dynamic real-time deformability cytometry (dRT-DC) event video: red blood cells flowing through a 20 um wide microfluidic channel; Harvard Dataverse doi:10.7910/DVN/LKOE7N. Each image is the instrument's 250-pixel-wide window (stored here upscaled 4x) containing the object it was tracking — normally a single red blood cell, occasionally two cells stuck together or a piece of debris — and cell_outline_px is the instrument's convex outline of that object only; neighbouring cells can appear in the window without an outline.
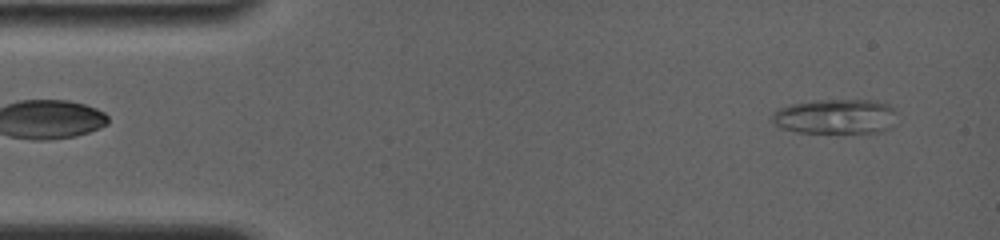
{"species": "common noctule bat (a hibernating species)", "species_latin": "Nyctalus noctula", "temperature_condition": "room temperature", "stored_images_in_passage": 22, "camera_frame_rate_fps": 4000, "um_per_image_px": 0.085, "animal": {"sex": "female", "body_mass_g": 19.0, "forearm_length_mm": 56.7}, "frame": {"image": 1, "passage_image": 2, "time_ms": 0.5, "image_size_px": [1000, 240], "cell_outline_px": [[896, 124], [892, 128], [880, 132], [796, 132], [780, 128], [772, 120], [772, 112], [776, 108], [788, 104], [816, 100], [876, 100], [888, 104], [896, 112]], "centroid_in_image_um": [71.03, 9.89], "position_along_channel_um": 14.0, "area_um2": 25.78}}
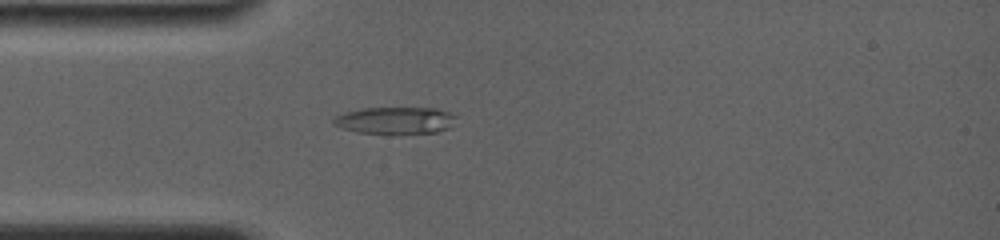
{"frame": {"image": 2, "passage_image": 9, "time_ms": 3.75, "image_size_px": [1000, 240], "cell_outline_px": [[460, 116], [452, 128], [436, 132], [356, 132], [332, 124], [332, 120], [336, 116], [344, 112], [364, 108], [436, 108]], "centroid_in_image_um": [33.68, 10.21], "position_along_channel_um": 51.3, "area_um2": 19.07}}
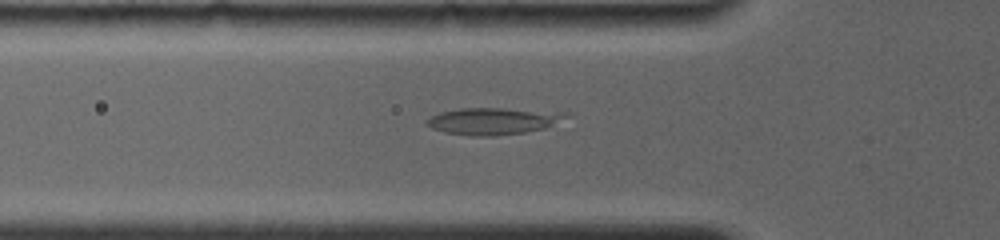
{"frame": {"image": 3, "passage_image": 11, "time_ms": 4.75, "image_size_px": [1000, 240], "cell_outline_px": [[572, 116], [544, 128], [524, 132], [496, 136], [472, 136], [444, 132], [432, 128], [424, 124], [424, 120], [440, 112], [460, 108], [500, 108], [572, 112]], "centroid_in_image_um": [41.95, 10.28], "position_along_channel_um": 83.9, "area_um2": 22.08}}